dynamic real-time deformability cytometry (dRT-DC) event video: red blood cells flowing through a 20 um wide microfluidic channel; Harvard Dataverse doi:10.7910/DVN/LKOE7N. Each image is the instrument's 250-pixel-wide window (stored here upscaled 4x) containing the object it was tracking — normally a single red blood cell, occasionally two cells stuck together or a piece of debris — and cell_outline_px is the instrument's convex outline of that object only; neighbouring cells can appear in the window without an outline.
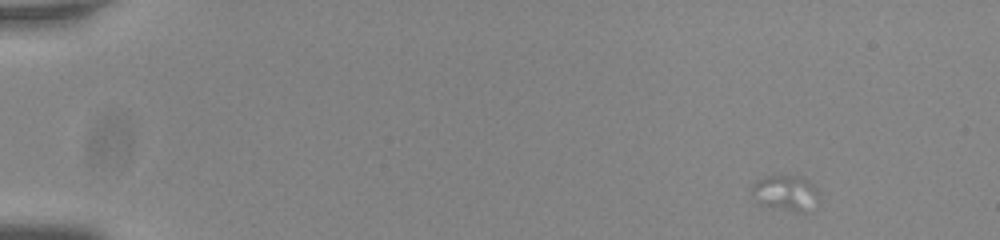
{"species": "common noctule bat (a hibernating species)", "species_latin": "Nyctalus noctula", "temperature_condition": "room temperature", "stored_images_in_passage": 14, "camera_frame_rate_fps": 3000, "um_per_image_px": 0.085, "animal": {"sex": "male", "body_mass_g": 20.0, "forearm_length_mm": 53.3}, "frame": {"image": 1, "passage_image": 1, "time_ms": 0.0, "image_size_px": [1000, 240], "cell_outline_px": [[820, 192], [804, 216], [760, 204], [756, 200], [752, 192], [752, 184], [756, 180], [768, 176], [800, 176], [808, 180]], "centroid_in_image_um": [66.78, 16.43], "position_along_channel_um": 18.2, "area_um2": 14.05}}
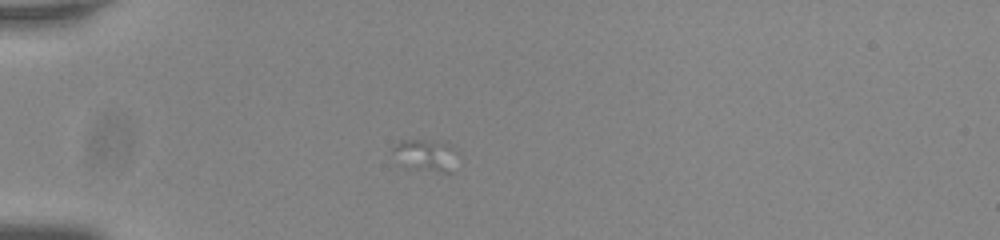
{"frame": {"image": 2, "passage_image": 12, "time_ms": 3.667, "image_size_px": [1000, 240], "cell_outline_px": [[460, 156], [452, 172], [440, 172], [408, 168], [392, 152], [392, 148], [400, 140], [424, 140], [448, 144]], "centroid_in_image_um": [36.24, 13.21], "position_along_channel_um": 48.8, "area_um2": 11.96}}